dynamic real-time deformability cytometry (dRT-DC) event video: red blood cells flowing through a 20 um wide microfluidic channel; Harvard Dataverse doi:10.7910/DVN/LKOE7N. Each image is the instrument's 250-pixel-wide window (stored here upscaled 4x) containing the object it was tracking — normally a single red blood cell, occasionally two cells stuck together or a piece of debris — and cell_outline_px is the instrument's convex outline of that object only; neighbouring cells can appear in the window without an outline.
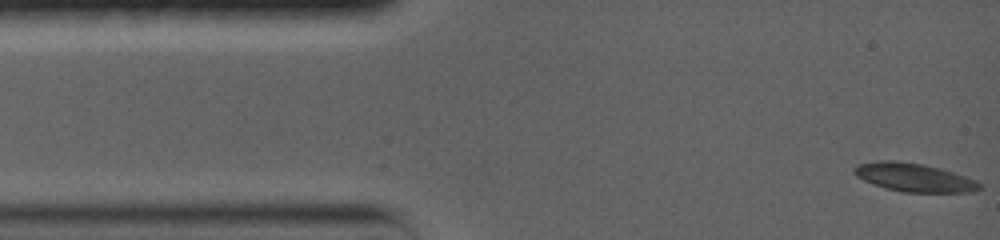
{"species": "common noctule bat (a hibernating species)", "species_latin": "Nyctalus noctula", "temperature_condition": "warm", "stored_images_in_passage": 36, "camera_frame_rate_fps": 5000, "um_per_image_px": 0.085, "animal": {"sex": "female", "body_mass_g": 19.0, "forearm_length_mm": 56.7}, "frame": {"image": 1, "passage_image": 1, "time_ms": 0.0, "image_size_px": [1000, 240], "cell_outline_px": [[984, 188], [972, 192], [904, 192], [884, 188], [864, 180], [856, 176], [852, 172], [852, 168], [860, 164], [880, 160], [896, 160], [924, 164], [940, 168], [976, 180]], "centroid_in_image_um": [77.69, 15.08], "position_along_channel_um": 7.3, "area_um2": 20.81}}
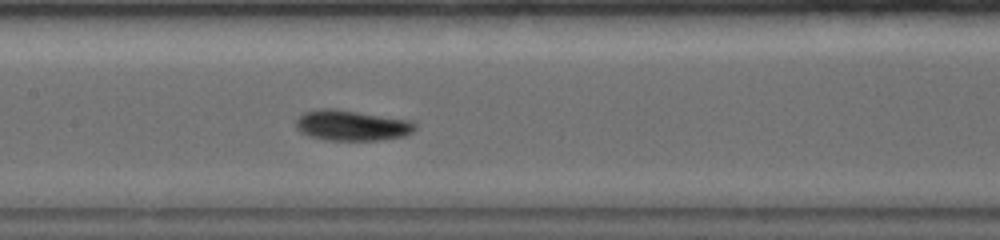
{"frame": {"image": 2, "passage_image": 13, "time_ms": 6.8, "image_size_px": [1000, 240], "cell_outline_px": [[416, 128], [412, 132], [404, 136], [380, 140], [328, 140], [308, 136], [300, 132], [296, 128], [296, 120], [304, 112], [320, 108], [336, 108], [412, 120], [416, 124]], "centroid_in_image_um": [29.91, 10.65], "position_along_channel_um": 177.5, "area_um2": 21.44}}
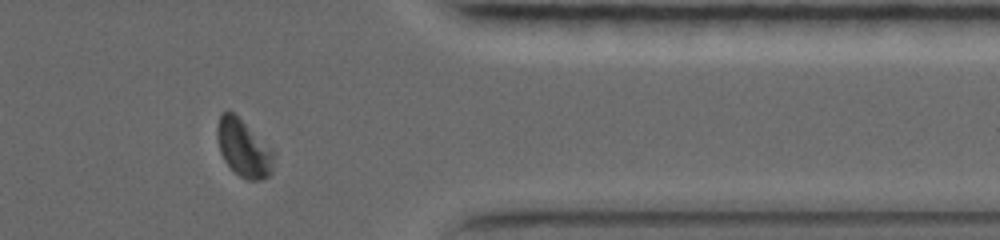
{"frame": {"image": 3, "passage_image": 33, "time_ms": 13.0, "image_size_px": [1000, 240], "cell_outline_px": [[276, 152], [272, 172], [268, 176], [260, 180], [248, 180], [240, 176], [224, 160], [220, 152], [216, 136], [216, 128], [220, 116], [224, 112], [232, 112], [272, 148]], "centroid_in_image_um": [20.73, 12.62], "position_along_channel_um": 390.7, "area_um2": 18.79}, "authors_computed_cell_mechanics": {"area_um2": 20.1144, "velocity_mm_per_s": 3.6231, "shape_relaxation_time_tau1_ms": 3.4061, "shape_relaxation_time_tau2_ms": 3.191, "deformation_change_tau1": 0.1219, "deformation_change_tau2": 0.0635}}